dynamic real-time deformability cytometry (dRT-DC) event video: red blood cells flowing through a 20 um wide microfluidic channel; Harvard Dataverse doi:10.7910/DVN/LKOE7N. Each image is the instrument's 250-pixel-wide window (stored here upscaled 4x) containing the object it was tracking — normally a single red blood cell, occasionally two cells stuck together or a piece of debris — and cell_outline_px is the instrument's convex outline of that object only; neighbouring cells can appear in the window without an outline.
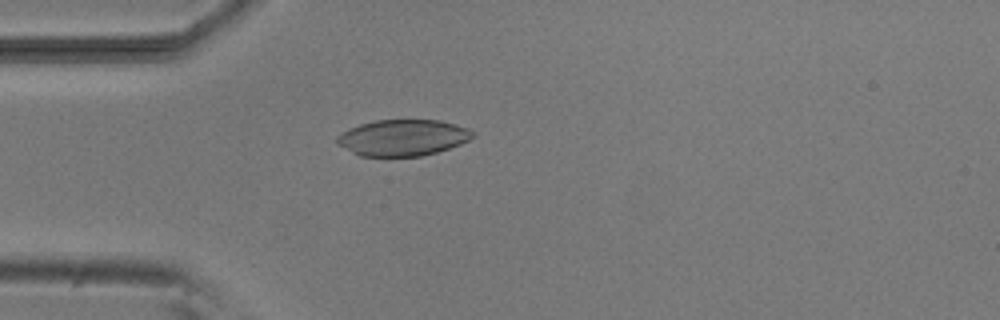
{"species": "common noctule bat (a hibernating species)", "species_latin": "Nyctalus noctula", "temperature_condition": "room temperature", "stored_images_in_passage": 3, "camera_frame_rate_fps": 3000, "um_per_image_px": 0.085, "animal": {"sex": "male", "body_mass_g": 20.5, "forearm_length_mm": 52.5}, "frame": {"image": 1, "passage_image": 3, "time_ms": 2.333, "image_size_px": [1000, 320], "cell_outline_px": [[476, 136], [460, 144], [436, 152], [420, 156], [360, 156], [336, 144], [336, 136], [348, 128], [360, 124], [376, 120], [440, 120], [468, 128], [476, 132]], "centroid_in_image_um": [34.23, 11.69], "position_along_channel_um": 50.8, "area_um2": 28.73}}